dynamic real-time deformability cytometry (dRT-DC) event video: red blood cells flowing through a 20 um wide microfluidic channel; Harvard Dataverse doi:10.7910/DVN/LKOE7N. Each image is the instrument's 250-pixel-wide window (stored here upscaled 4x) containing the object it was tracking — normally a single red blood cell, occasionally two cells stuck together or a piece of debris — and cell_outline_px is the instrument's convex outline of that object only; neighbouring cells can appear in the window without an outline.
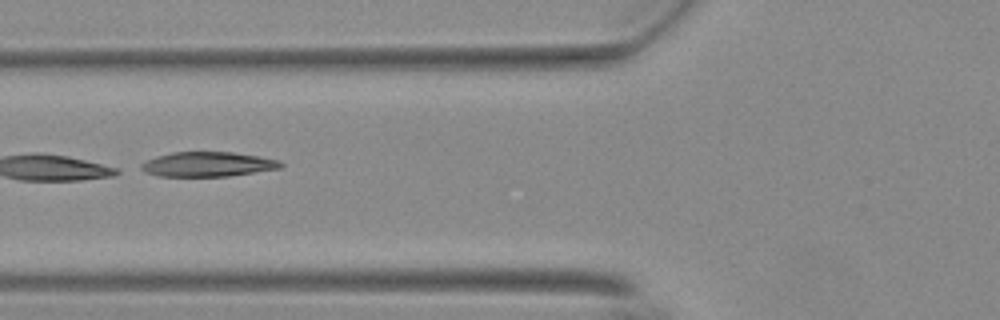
{"species": "Egyptian fruit bat (a non-hibernating species)", "species_latin": "Rousettus aegyptiacus", "temperature_condition": "warm", "stored_images_in_passage": 19, "camera_frame_rate_fps": 3000, "um_per_image_px": 0.085, "animal": {"sex": "female"}, "frame": {"image": 1, "passage_image": 11, "time_ms": 3.333, "image_size_px": [1000, 320], "cell_outline_px": [[284, 164], [280, 168], [228, 176], [160, 176], [144, 172], [140, 168], [140, 164], [156, 156], [172, 152], [232, 152], [260, 156], [280, 160]], "centroid_in_image_um": [17.66, 13.96], "position_along_channel_um": 108.1, "area_um2": 20.06}}